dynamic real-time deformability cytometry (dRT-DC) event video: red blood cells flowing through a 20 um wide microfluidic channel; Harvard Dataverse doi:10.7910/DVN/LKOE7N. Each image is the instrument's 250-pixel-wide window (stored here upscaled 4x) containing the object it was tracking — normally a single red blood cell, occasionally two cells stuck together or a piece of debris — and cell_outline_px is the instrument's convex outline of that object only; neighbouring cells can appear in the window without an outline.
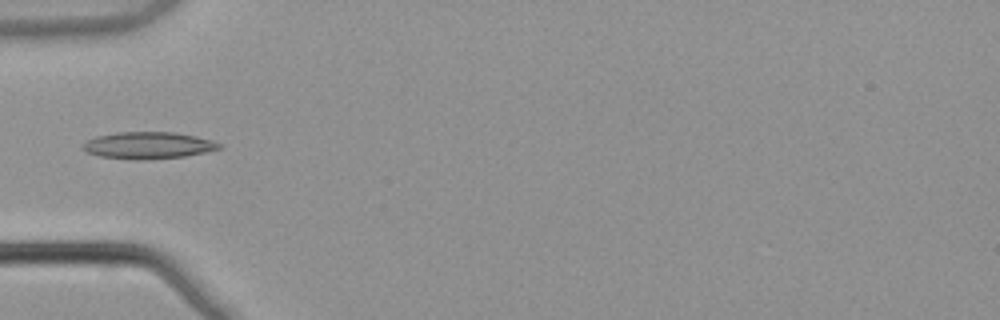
{"species": "common noctule bat (a hibernating species)", "species_latin": "Nyctalus noctula", "temperature_condition": "warm", "stored_images_in_passage": 5, "camera_frame_rate_fps": 3000, "um_per_image_px": 0.085, "animal": {"sex": "male", "body_mass_g": 21.5, "forearm_length_mm": 52.0}, "frame": {"image": 1, "passage_image": 4, "time_ms": 1.0, "image_size_px": [1000, 320], "cell_outline_px": [[224, 144], [220, 148], [204, 152], [184, 156], [140, 160], [136, 160], [100, 156], [88, 152], [80, 148], [88, 140], [96, 136], [116, 132], [172, 132], [196, 136], [212, 140]], "centroid_in_image_um": [12.6, 12.35], "position_along_channel_um": 72.4, "area_um2": 21.21}}
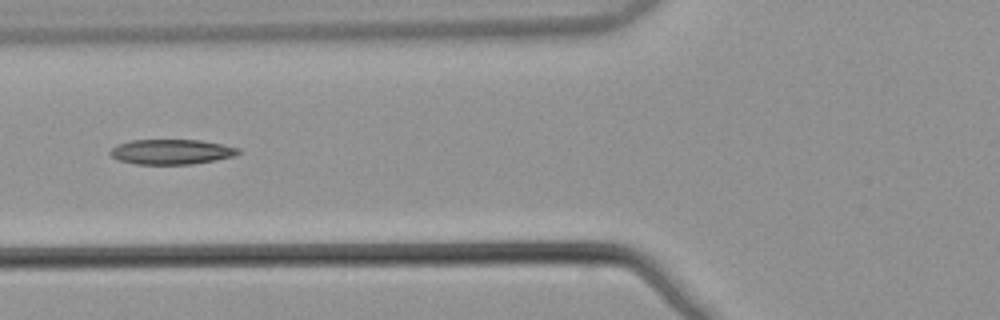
{"frame": {"image": 2, "passage_image": 5, "time_ms": 1.333, "image_size_px": [1000, 320], "cell_outline_px": [[240, 152], [236, 156], [216, 160], [192, 164], [136, 164], [120, 160], [112, 156], [108, 152], [116, 144], [132, 140], [200, 140], [224, 144], [240, 148]], "centroid_in_image_um": [14.61, 12.9], "position_along_channel_um": 111.2, "area_um2": 18.79}}